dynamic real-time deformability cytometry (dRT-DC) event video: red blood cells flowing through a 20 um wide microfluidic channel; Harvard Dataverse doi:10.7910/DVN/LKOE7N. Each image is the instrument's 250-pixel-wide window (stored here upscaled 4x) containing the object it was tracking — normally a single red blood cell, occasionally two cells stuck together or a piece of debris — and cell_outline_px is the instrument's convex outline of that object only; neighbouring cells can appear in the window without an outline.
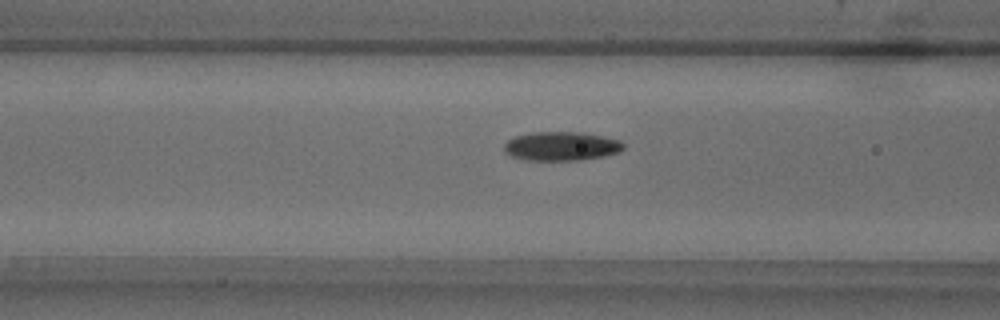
{"species": "common noctule bat (a hibernating species)", "species_latin": "Nyctalus noctula", "temperature_condition": "warm", "stored_images_in_passage": 38, "camera_frame_rate_fps": 3000, "um_per_image_px": 0.085, "animal": {"sex": "male", "body_mass_g": 18.8}, "frame": {"image": 1, "passage_image": 10, "time_ms": 3.0, "image_size_px": [1000, 320], "cell_outline_px": [[624, 148], [620, 152], [604, 156], [580, 160], [524, 160], [512, 156], [504, 152], [504, 144], [508, 140], [516, 136], [532, 132], [580, 132], [604, 136], [620, 140], [624, 144]], "centroid_in_image_um": [47.73, 12.42], "position_along_channel_um": 118.9, "area_um2": 20.23}}
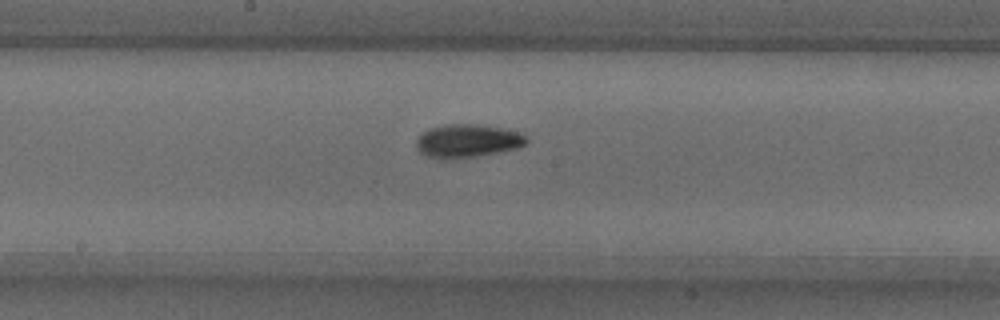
{"frame": {"image": 2, "passage_image": 17, "time_ms": 5.333, "image_size_px": [1000, 320], "cell_outline_px": [[528, 140], [524, 144], [516, 148], [500, 152], [476, 156], [444, 160], [428, 156], [420, 152], [416, 148], [416, 140], [424, 132], [432, 128], [444, 124], [480, 124], [500, 128], [516, 132], [524, 136]], "centroid_in_image_um": [39.69, 11.98], "position_along_channel_um": 208.5, "area_um2": 21.1}}
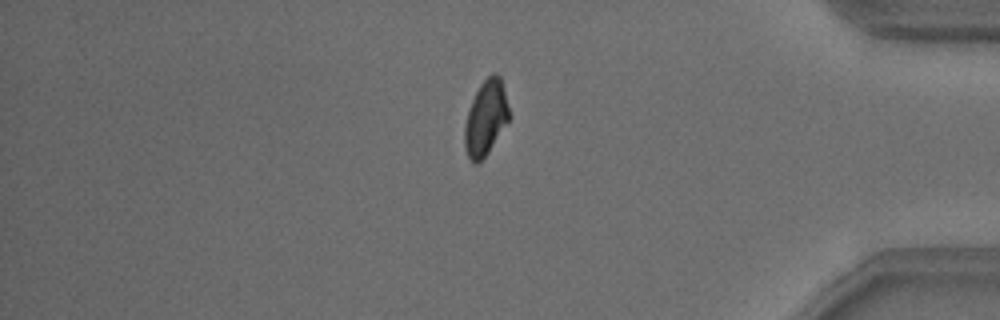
{"frame": {"image": 3, "passage_image": 34, "time_ms": 11.0, "image_size_px": [1000, 320], "cell_outline_px": [[508, 120], [488, 152], [476, 164], [468, 156], [464, 148], [464, 124], [468, 108], [480, 84], [492, 72], [496, 72], [500, 76], [508, 108]], "centroid_in_image_um": [41.25, 10.0], "position_along_channel_um": 394.0, "area_um2": 19.02}, "authors_computed_cell_mechanics": {"area_um2": 20.1433, "velocity_mm_per_s": 3.8326, "shape_relaxation_time_tau1_ms": 2.4689, "shape_relaxation_time_tau2_ms": 8.6594, "deformation_change_tau1": 0.1349, "deformation_change_tau2": 0.1489}}